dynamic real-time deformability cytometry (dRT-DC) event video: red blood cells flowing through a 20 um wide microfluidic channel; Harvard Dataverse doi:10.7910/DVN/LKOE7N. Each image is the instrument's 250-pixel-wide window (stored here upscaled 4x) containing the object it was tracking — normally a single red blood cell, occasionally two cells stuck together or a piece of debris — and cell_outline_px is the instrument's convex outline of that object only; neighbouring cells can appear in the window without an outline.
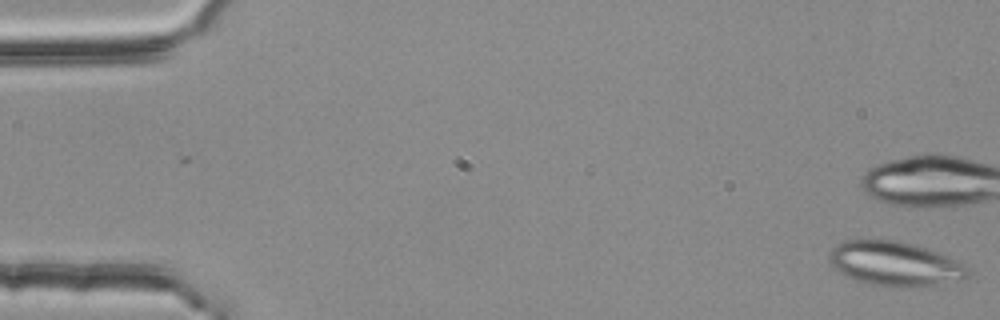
{"species": "common noctule bat (a hibernating species)", "species_latin": "Nyctalus noctula", "temperature_condition": "room temperature", "stored_images_in_passage": 2, "camera_frame_rate_fps": 3000, "um_per_image_px": 0.085, "animal": {"sex": "female", "body_mass_g": 25.1}, "frame": {"image": 1, "passage_image": 2, "time_ms": 0.333, "image_size_px": [1000, 320], "cell_outline_px": [[972, 272], [964, 280], [908, 288], [900, 288], [868, 284], [856, 280], [840, 272], [828, 260], [828, 256], [832, 248], [836, 244], [844, 240], [896, 240], [928, 248], [940, 252], [964, 264]], "centroid_in_image_um": [76.1, 22.42], "position_along_channel_um": 8.9, "area_um2": 36.18}}